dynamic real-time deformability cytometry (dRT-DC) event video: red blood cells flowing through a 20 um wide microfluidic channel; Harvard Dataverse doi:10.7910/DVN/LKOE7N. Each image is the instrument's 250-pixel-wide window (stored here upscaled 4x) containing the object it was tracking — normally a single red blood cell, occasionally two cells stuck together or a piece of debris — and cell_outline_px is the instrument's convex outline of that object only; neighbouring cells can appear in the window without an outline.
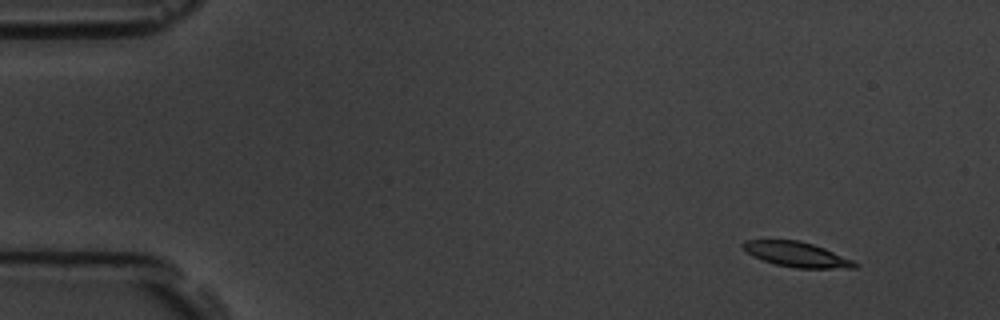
{"species": "common noctule bat (a hibernating species)", "species_latin": "Nyctalus noctula", "temperature_condition": "room temperature", "stored_images_in_passage": 10, "camera_frame_rate_fps": 3000, "um_per_image_px": 0.085, "animal": {"sex": "male", "body_mass_g": 19.5, "forearm_length_mm": 54.6}, "frame": {"image": 1, "passage_image": 1, "time_ms": 0.0, "image_size_px": [1000, 320], "cell_outline_px": [[860, 264], [856, 268], [796, 268], [776, 264], [752, 256], [740, 244], [744, 240], [800, 240], [824, 248], [852, 260]], "centroid_in_image_um": [67.72, 21.62], "position_along_channel_um": 17.3, "area_um2": 16.13}}
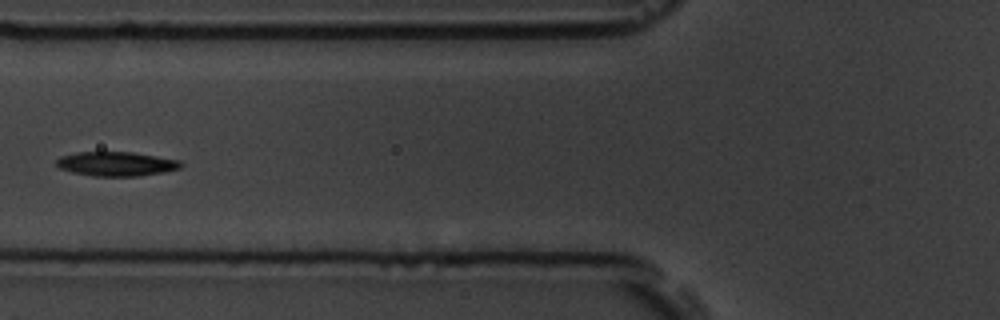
{"frame": {"image": 2, "passage_image": 6, "time_ms": 5.667, "image_size_px": [1000, 320], "cell_outline_px": [[184, 164], [180, 168], [164, 172], [140, 176], [92, 176], [72, 172], [60, 168], [56, 164], [56, 160], [60, 156], [76, 152], [132, 152], [180, 160]], "centroid_in_image_um": [9.89, 13.93], "position_along_channel_um": 115.9, "area_um2": 17.69}}
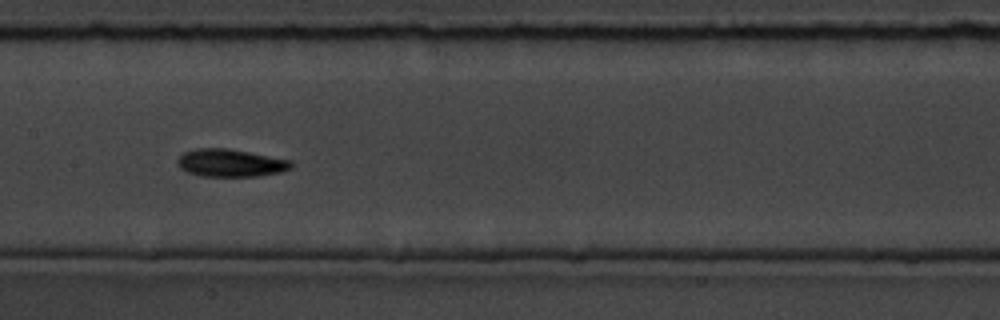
{"frame": {"image": 3, "passage_image": 8, "time_ms": 7.667, "image_size_px": [1000, 320], "cell_outline_px": [[292, 168], [280, 172], [256, 176], [200, 176], [188, 172], [180, 168], [176, 164], [176, 160], [184, 152], [200, 148], [228, 148], [292, 160]], "centroid_in_image_um": [19.59, 13.85], "position_along_channel_um": 187.8, "area_um2": 18.32}}